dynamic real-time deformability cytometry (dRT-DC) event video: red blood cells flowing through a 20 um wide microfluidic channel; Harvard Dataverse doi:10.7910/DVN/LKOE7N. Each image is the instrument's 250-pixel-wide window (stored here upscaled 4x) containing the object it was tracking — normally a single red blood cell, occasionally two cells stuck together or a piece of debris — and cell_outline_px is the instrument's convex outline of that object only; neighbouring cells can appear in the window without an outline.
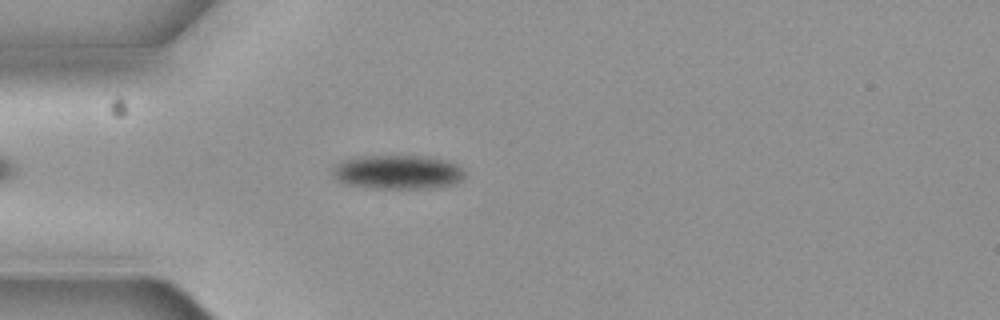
{"species": "common noctule bat (a hibernating species)", "species_latin": "Nyctalus noctula", "temperature_condition": "cold", "stored_images_in_passage": 6, "camera_frame_rate_fps": 3000, "um_per_image_px": 0.085, "animal": {"sex": "female", "body_mass_g": 19.3, "forearm_length_mm": 54.1}, "frame": {"image": 1, "passage_image": 4, "time_ms": 1.0, "image_size_px": [1000, 320], "cell_outline_px": [[464, 180], [456, 184], [432, 188], [372, 188], [344, 184], [336, 180], [332, 176], [332, 168], [336, 164], [344, 160], [364, 156], [420, 156], [444, 160], [456, 164], [464, 172]], "centroid_in_image_um": [33.79, 14.64], "position_along_channel_um": 51.2, "area_um2": 26.3}}
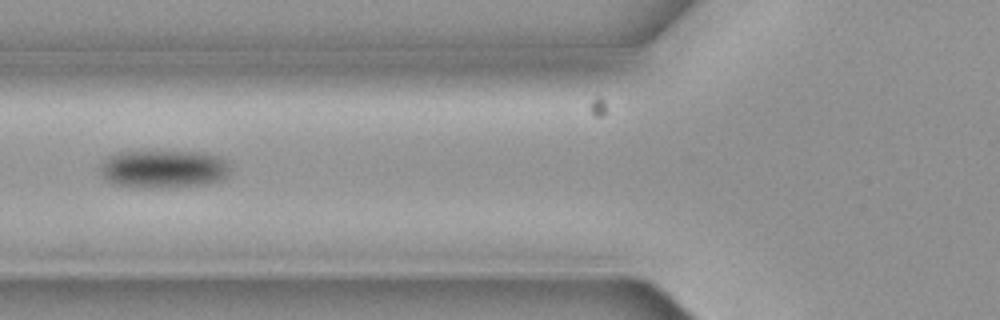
{"frame": {"image": 2, "passage_image": 6, "time_ms": 1.667, "image_size_px": [1000, 320], "cell_outline_px": [[228, 172], [224, 180], [204, 184], [172, 188], [144, 188], [112, 184], [100, 176], [100, 164], [104, 160], [120, 152], [200, 152], [216, 156], [228, 160]], "centroid_in_image_um": [13.89, 14.39], "position_along_channel_um": 111.9, "area_um2": 28.96}}